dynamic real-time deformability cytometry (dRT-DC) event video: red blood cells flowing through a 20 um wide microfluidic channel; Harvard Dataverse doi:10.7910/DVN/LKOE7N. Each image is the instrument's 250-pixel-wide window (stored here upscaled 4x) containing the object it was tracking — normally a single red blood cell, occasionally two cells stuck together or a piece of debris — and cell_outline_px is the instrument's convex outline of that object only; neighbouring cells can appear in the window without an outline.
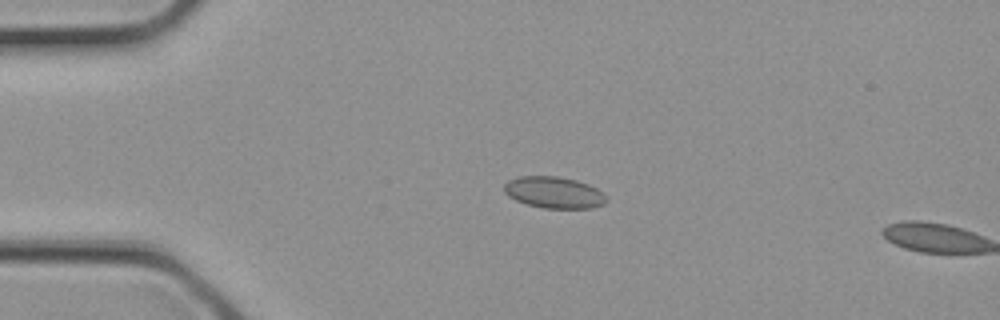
{"species": "common noctule bat (a hibernating species)", "species_latin": "Nyctalus noctula", "temperature_condition": "cold", "stored_images_in_passage": 2, "camera_frame_rate_fps": 3000, "um_per_image_px": 0.085, "animal": {"sex": "female", "body_mass_g": 21.9}, "frame": {"image": 1, "passage_image": 1, "time_ms": 0.0, "image_size_px": [1000, 320], "cell_outline_px": [[608, 200], [604, 204], [592, 208], [544, 208], [528, 204], [516, 200], [508, 196], [504, 192], [504, 184], [508, 180], [516, 176], [556, 176], [576, 180], [588, 184], [596, 188]], "centroid_in_image_um": [47.06, 16.35], "position_along_channel_um": 37.9, "area_um2": 18.73}}